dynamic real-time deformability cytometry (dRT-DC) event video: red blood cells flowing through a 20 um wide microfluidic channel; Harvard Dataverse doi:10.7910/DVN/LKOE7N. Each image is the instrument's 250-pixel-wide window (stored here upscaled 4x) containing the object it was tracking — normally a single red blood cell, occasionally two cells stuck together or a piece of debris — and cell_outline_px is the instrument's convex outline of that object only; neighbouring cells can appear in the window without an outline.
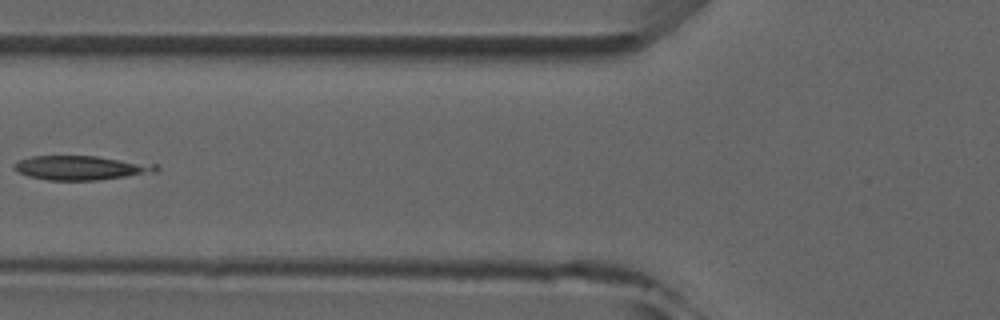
{"species": "common noctule bat (a hibernating species)", "species_latin": "Nyctalus noctula", "temperature_condition": "room temperature", "stored_images_in_passage": 8, "camera_frame_rate_fps": 3000, "um_per_image_px": 0.085, "animal": {"sex": "male", "forearm_length_mm": 52.5}, "frame": {"image": 1, "passage_image": 5, "time_ms": 5.667, "image_size_px": [1000, 320], "cell_outline_px": [[160, 168], [156, 172], [96, 180], [48, 180], [28, 176], [16, 172], [16, 164], [20, 160], [32, 156], [96, 156], [156, 164]], "centroid_in_image_um": [6.91, 14.26], "position_along_channel_um": 118.9, "area_um2": 19.77}}
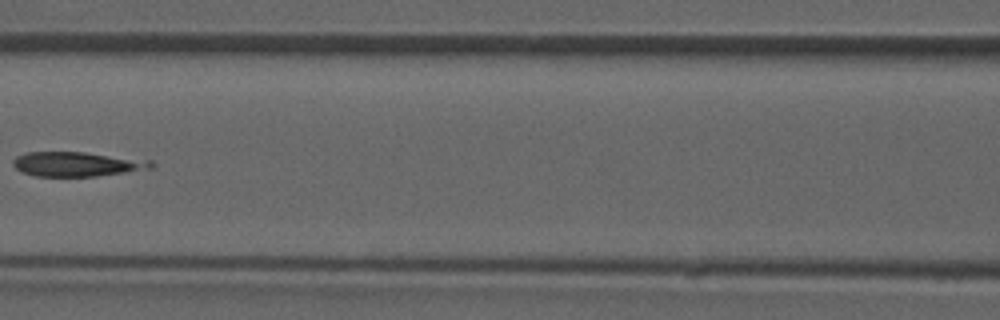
{"frame": {"image": 2, "passage_image": 6, "time_ms": 6.667, "image_size_px": [1000, 320], "cell_outline_px": [[156, 164], [152, 168], [96, 176], [36, 176], [24, 172], [16, 168], [12, 164], [12, 160], [16, 156], [24, 152], [84, 152], [152, 160]], "centroid_in_image_um": [6.55, 13.94], "position_along_channel_um": 160.1, "area_um2": 19.71}}